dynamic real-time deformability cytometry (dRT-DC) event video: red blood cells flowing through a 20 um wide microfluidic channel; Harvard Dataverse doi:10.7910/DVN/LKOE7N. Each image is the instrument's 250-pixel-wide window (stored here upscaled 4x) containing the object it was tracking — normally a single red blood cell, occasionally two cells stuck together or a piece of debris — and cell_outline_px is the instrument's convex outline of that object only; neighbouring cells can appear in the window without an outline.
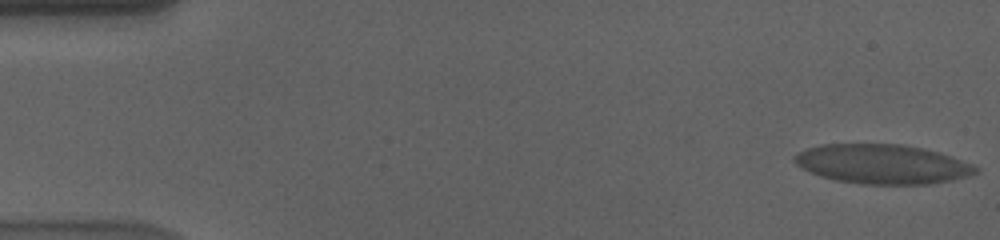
{"species": "human", "species_latin": "Homo sapiens", "temperature_condition": "cold", "stored_images_in_passage": 56, "camera_frame_rate_fps": 3000, "um_per_image_px": 0.085, "donor": {"sex": "male"}, "frame": {"image": 1, "passage_image": 1, "time_ms": 0.0, "image_size_px": [1000, 240], "cell_outline_px": [[980, 172], [968, 176], [952, 180], [928, 184], [860, 184], [836, 180], [820, 176], [808, 172], [796, 164], [792, 160], [792, 156], [808, 148], [820, 144], [904, 144], [924, 148], [972, 164]], "centroid_in_image_um": [74.95, 13.95], "position_along_channel_um": 10.0, "area_um2": 41.56}}
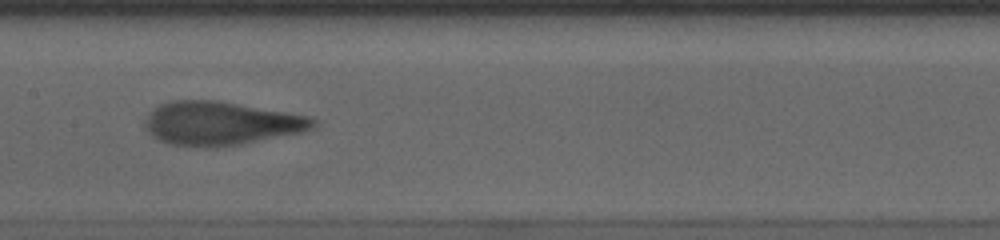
{"frame": {"image": 2, "passage_image": 28, "time_ms": 9.0, "image_size_px": [1000, 240], "cell_outline_px": [[316, 124], [312, 128], [304, 132], [236, 144], [168, 144], [152, 136], [144, 128], [144, 120], [148, 112], [160, 104], [172, 100], [216, 100], [312, 116], [316, 120]], "centroid_in_image_um": [18.77, 10.43], "position_along_channel_um": 188.6, "area_um2": 41.85}}
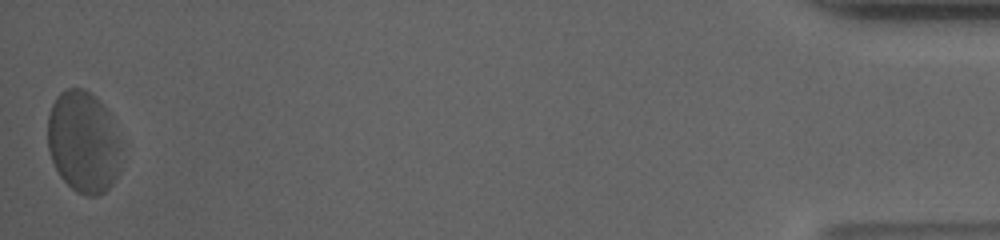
{"frame": {"image": 3, "passage_image": 56, "time_ms": 18.333, "image_size_px": [1000, 240], "cell_outline_px": [[120, 148], [116, 176], [112, 184], [104, 192], [96, 196], [88, 196], [76, 192], [60, 176], [52, 160], [48, 148], [48, 116], [52, 104], [56, 96], [60, 92], [68, 88], [84, 88], [96, 96], [112, 116], [120, 140]], "centroid_in_image_um": [7.08, 12.03], "position_along_channel_um": 428.1, "area_um2": 43.75}, "authors_computed_cell_mechanics": {"area_um2": 42.2229, "velocity_mm_per_s": 3.5543, "shape_relaxation_time_tau1_ms": 11.0292, "shape_relaxation_time_tau2_ms": 1.4356, "deformation_change_tau1": 0.2373, "deformation_change_tau2": 0.0799}}